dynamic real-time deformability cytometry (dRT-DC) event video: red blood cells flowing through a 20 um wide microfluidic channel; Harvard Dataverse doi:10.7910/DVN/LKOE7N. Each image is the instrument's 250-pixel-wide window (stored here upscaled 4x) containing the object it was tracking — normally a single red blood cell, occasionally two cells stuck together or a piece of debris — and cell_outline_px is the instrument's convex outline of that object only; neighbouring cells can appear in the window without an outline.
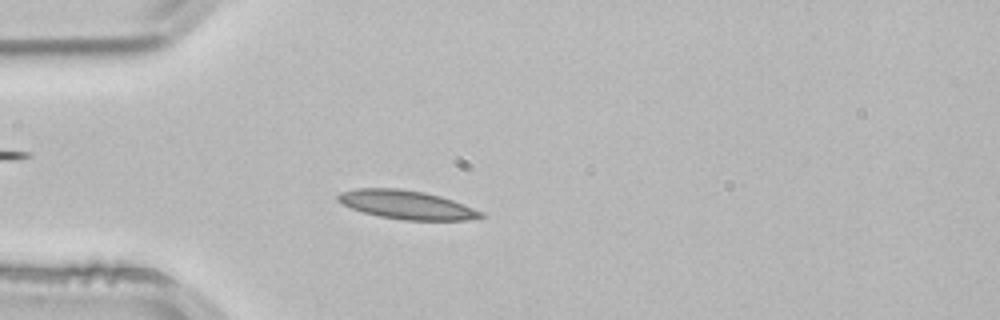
{"species": "common noctule bat (a hibernating species)", "species_latin": "Nyctalus noctula", "temperature_condition": "room temperature", "stored_images_in_passage": 3, "camera_frame_rate_fps": 3000, "um_per_image_px": 0.085, "animal": {"sex": "male", "body_mass_g": 21.5, "forearm_length_mm": 52.0}, "frame": {"image": 1, "passage_image": 3, "time_ms": 0.667, "image_size_px": [1000, 320], "cell_outline_px": [[484, 216], [464, 220], [404, 220], [380, 216], [364, 212], [352, 208], [336, 200], [336, 196], [340, 192], [356, 188], [396, 188], [424, 192], [440, 196], [452, 200], [484, 212]], "centroid_in_image_um": [34.54, 17.4], "position_along_channel_um": 50.5, "area_um2": 23.64}}